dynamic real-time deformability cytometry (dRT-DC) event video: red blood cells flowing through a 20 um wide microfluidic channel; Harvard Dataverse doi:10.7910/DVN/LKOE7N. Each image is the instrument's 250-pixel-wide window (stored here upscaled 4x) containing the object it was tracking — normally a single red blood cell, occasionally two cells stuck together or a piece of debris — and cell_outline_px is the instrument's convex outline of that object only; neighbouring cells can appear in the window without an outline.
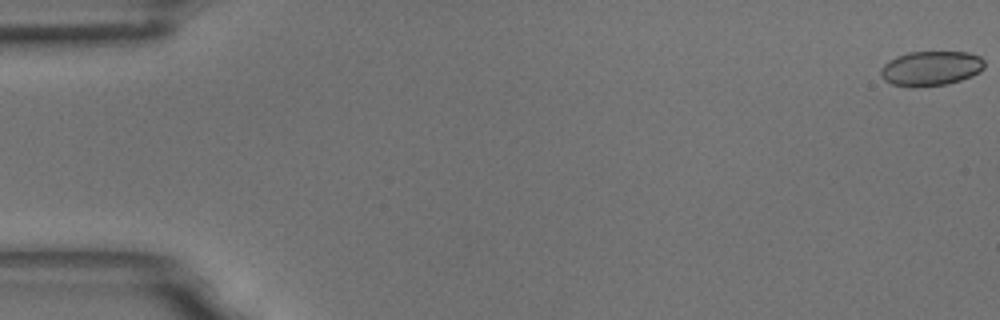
{"species": "common noctule bat (a hibernating species)", "species_latin": "Nyctalus noctula", "temperature_condition": "room temperature", "stored_images_in_passage": 5, "camera_frame_rate_fps": 3000, "um_per_image_px": 0.085, "animal": {"sex": "male", "body_mass_g": 18.8}, "frame": {"image": 1, "passage_image": 1, "time_ms": 0.0, "image_size_px": [1000, 320], "cell_outline_px": [[984, 68], [980, 72], [972, 76], [960, 80], [944, 84], [892, 84], [884, 80], [880, 76], [880, 68], [888, 60], [896, 56], [908, 52], [968, 52], [980, 56], [984, 60]], "centroid_in_image_um": [79.14, 5.76], "position_along_channel_um": 5.9, "area_um2": 20.46}}